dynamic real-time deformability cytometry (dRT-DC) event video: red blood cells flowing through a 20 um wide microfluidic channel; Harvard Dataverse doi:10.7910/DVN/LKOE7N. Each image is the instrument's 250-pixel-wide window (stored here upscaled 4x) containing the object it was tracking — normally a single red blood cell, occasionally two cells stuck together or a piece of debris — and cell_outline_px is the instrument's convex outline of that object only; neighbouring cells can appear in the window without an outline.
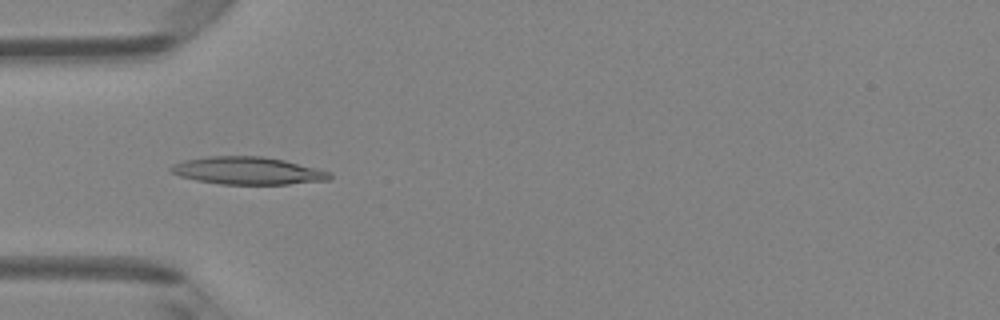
{"species": "Egyptian fruit bat (a non-hibernating species)", "species_latin": "Rousettus aegyptiacus", "temperature_condition": "room temperature", "stored_images_in_passage": 48, "camera_frame_rate_fps": 3000, "um_per_image_px": 0.085, "animal": {"sex": "female"}, "frame": {"image": 1, "passage_image": 15, "time_ms": 4.667, "image_size_px": [1000, 320], "cell_outline_px": [[332, 176], [328, 180], [288, 184], [220, 184], [196, 180], [180, 176], [168, 172], [168, 168], [172, 164], [184, 160], [208, 156], [264, 156], [284, 160], [328, 172]], "centroid_in_image_um": [20.96, 14.51], "position_along_channel_um": 64.0, "area_um2": 25.37}}
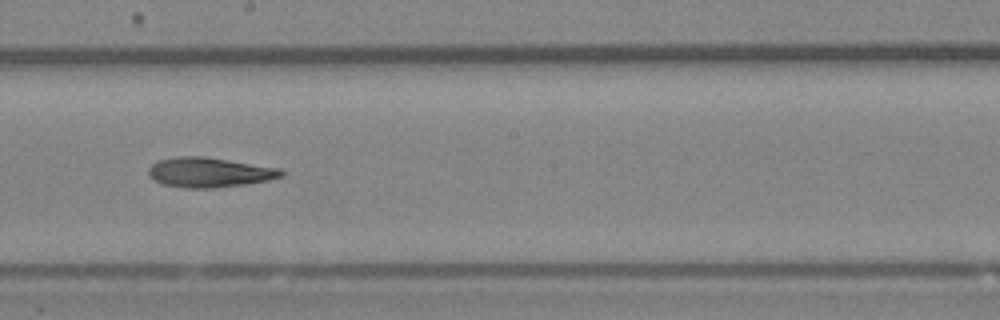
{"frame": {"image": 2, "passage_image": 27, "time_ms": 8.667, "image_size_px": [1000, 320], "cell_outline_px": [[284, 176], [268, 180], [244, 184], [216, 188], [188, 188], [160, 184], [152, 180], [148, 176], [148, 168], [156, 160], [176, 156], [204, 156], [280, 168], [284, 172]], "centroid_in_image_um": [17.74, 14.65], "position_along_channel_um": 230.5, "area_um2": 23.35}}
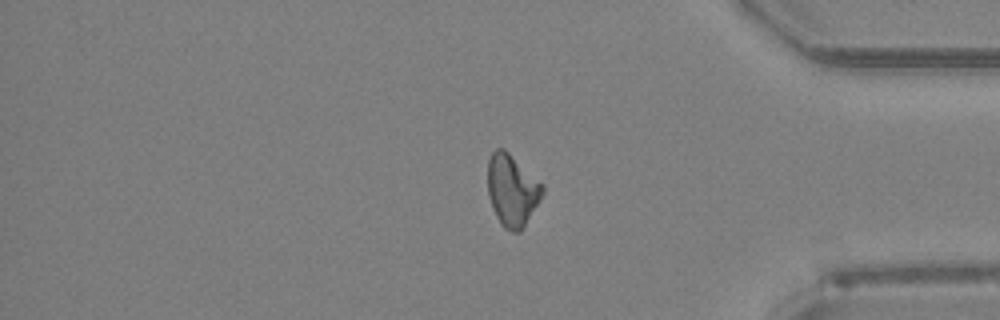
{"frame": {"image": 3, "passage_image": 40, "time_ms": 13.0, "image_size_px": [1000, 320], "cell_outline_px": [[544, 192], [540, 200], [520, 232], [512, 232], [504, 228], [500, 224], [496, 216], [488, 196], [488, 160], [492, 152], [496, 148], [504, 148], [544, 184]], "centroid_in_image_um": [43.53, 16.16], "position_along_channel_um": 391.7, "area_um2": 23.0}, "authors_computed_cell_mechanics": {"area_um2": 22.9755, "velocity_mm_per_s": 4.2196, "shape_relaxation_time_tau1_ms": 3.2158, "shape_relaxation_time_tau2_ms": 8.0876, "deformation_change_tau1": 0.1402, "deformation_change_tau2": 0.2264}}